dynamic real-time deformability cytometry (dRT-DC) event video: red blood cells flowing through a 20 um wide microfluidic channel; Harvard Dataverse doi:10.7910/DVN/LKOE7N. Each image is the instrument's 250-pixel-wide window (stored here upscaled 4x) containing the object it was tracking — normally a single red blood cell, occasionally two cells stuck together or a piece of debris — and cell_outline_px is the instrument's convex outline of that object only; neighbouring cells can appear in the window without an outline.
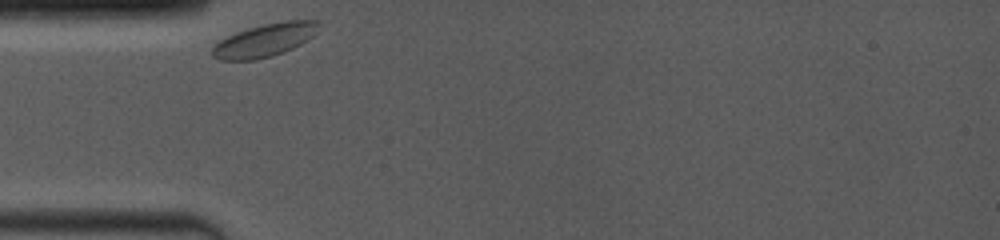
{"species": "common noctule bat (a hibernating species)", "species_latin": "Nyctalus noctula", "temperature_condition": "room temperature", "stored_images_in_passage": 8, "camera_frame_rate_fps": 4000, "um_per_image_px": 0.085, "animal": {"sex": "female", "body_mass_g": 19.0, "forearm_length_mm": 53.3}, "frame": {"image": 1, "passage_image": 1, "time_ms": 0.0, "image_size_px": [1000, 240], "cell_outline_px": [[320, 24], [316, 32], [308, 40], [284, 52], [272, 56], [256, 60], [220, 60], [212, 56], [212, 48], [220, 40], [228, 36], [248, 28], [264, 24], [284, 20], [320, 20]], "centroid_in_image_um": [22.53, 3.41], "position_along_channel_um": 62.5, "area_um2": 20.46}}
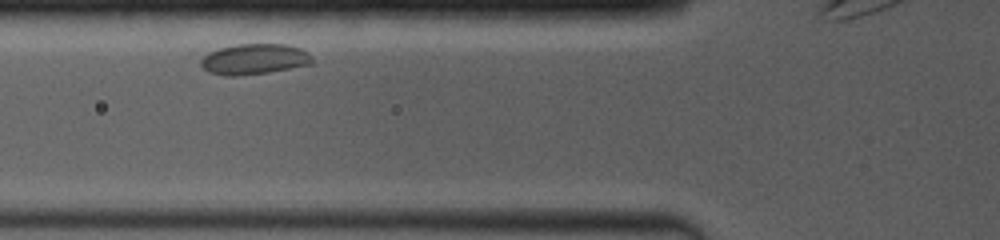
{"frame": {"image": 2, "passage_image": 5, "time_ms": 1.25, "image_size_px": [1000, 240], "cell_outline_px": [[312, 64], [268, 72], [236, 76], [228, 76], [208, 72], [200, 64], [200, 60], [208, 52], [220, 48], [236, 44], [288, 44], [300, 48], [308, 52], [312, 56]], "centroid_in_image_um": [21.62, 5.02], "position_along_channel_um": 104.2, "area_um2": 19.88}}